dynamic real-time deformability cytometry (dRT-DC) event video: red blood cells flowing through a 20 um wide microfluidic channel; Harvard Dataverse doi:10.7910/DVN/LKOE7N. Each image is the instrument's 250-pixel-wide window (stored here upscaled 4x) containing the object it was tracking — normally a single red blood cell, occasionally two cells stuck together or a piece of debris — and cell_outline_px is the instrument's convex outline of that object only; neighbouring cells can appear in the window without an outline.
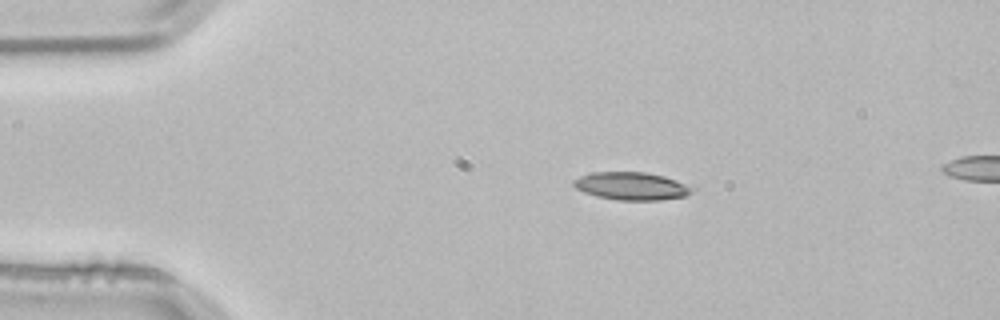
{"species": "common noctule bat (a hibernating species)", "species_latin": "Nyctalus noctula", "temperature_condition": "room temperature", "stored_images_in_passage": 3, "segment_of_instrument_passage": [1, 2], "camera_frame_rate_fps": 3000, "um_per_image_px": 0.085, "animal": {"sex": "male", "body_mass_g": 21.5, "forearm_length_mm": 52.0}, "frame": {"image": 1, "passage_image": 1, "time_ms": 0.0, "image_size_px": [1000, 320], "cell_outline_px": [[696, 188], [692, 192], [684, 196], [660, 200], [616, 200], [596, 196], [584, 192], [576, 188], [572, 184], [572, 180], [580, 176], [592, 172], [648, 172], [664, 176], [676, 180]], "centroid_in_image_um": [53.67, 15.81], "position_along_channel_um": 31.3, "area_um2": 19.31}}